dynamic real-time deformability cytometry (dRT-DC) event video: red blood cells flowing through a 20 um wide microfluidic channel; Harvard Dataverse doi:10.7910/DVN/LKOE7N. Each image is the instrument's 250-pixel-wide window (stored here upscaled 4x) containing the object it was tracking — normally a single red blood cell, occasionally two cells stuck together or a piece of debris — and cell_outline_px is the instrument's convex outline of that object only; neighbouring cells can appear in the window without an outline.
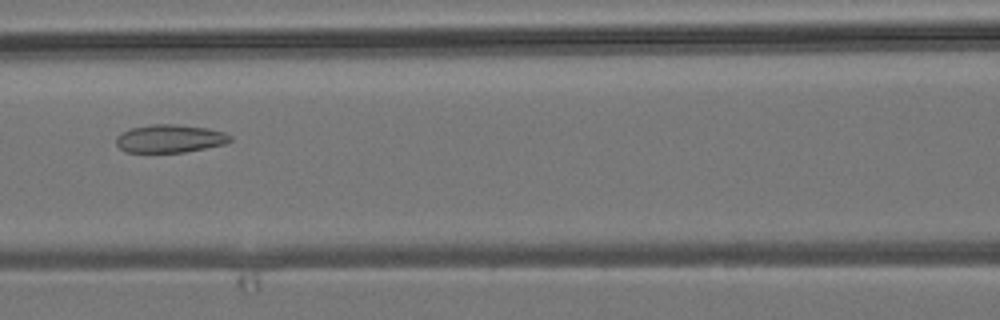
{"species": "common noctule bat (a hibernating species)", "species_latin": "Nyctalus noctula", "temperature_condition": "room temperature", "stored_images_in_passage": 7, "camera_frame_rate_fps": 3000, "um_per_image_px": 0.085, "animal": {"sex": "male", "body_mass_g": 19.2, "forearm_length_mm": 51.8}, "frame": {"image": 1, "passage_image": 7, "time_ms": 7.667, "image_size_px": [1000, 320], "cell_outline_px": [[232, 140], [224, 144], [184, 152], [124, 152], [116, 144], [116, 136], [120, 132], [132, 128], [152, 124], [176, 124], [208, 128], [224, 132], [232, 136]], "centroid_in_image_um": [14.42, 11.77], "position_along_channel_um": 152.2, "area_um2": 18.67}}